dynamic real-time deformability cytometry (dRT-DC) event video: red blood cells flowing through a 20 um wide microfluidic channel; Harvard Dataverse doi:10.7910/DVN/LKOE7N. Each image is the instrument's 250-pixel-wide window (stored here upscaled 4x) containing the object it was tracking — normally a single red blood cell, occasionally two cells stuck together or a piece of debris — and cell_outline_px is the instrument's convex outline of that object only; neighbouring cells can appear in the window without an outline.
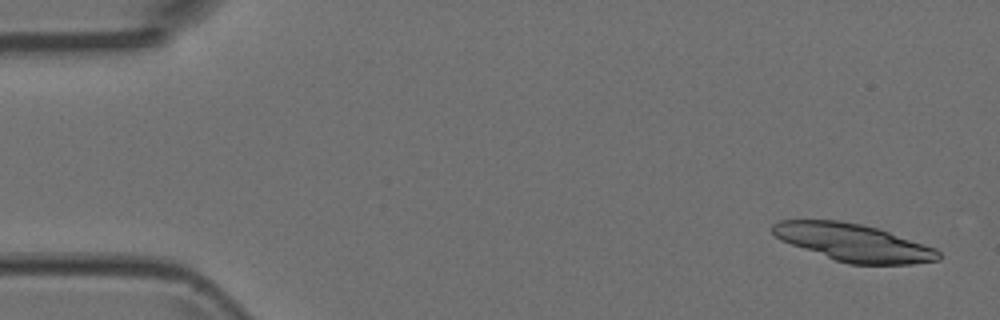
{"species": "Egyptian fruit bat (a non-hibernating species)", "species_latin": "Rousettus aegyptiacus", "temperature_condition": "room temperature", "stored_images_in_passage": 5, "camera_frame_rate_fps": 3000, "um_per_image_px": 0.085, "animal": {"sex": "female"}, "frame": {"image": 1, "passage_image": 1, "time_ms": 0.0, "image_size_px": [1000, 320], "cell_outline_px": [[940, 260], [912, 264], [848, 264], [836, 260], [780, 240], [772, 232], [772, 224], [780, 220], [840, 220], [860, 224], [876, 228], [936, 248], [940, 252]], "centroid_in_image_um": [72.54, 20.61], "position_along_channel_um": 12.5, "area_um2": 35.78}}
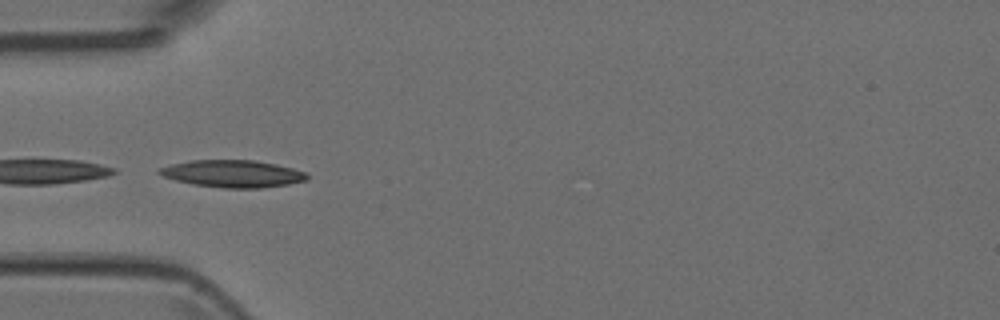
{"frame": {"image": 2, "passage_image": 5, "time_ms": 1.333, "image_size_px": [1000, 320], "cell_outline_px": [[308, 180], [288, 184], [260, 188], [224, 188], [192, 184], [176, 180], [164, 176], [156, 172], [156, 168], [188, 160], [256, 160], [276, 164], [308, 172]], "centroid_in_image_um": [19.78, 14.76], "position_along_channel_um": 65.2, "area_um2": 23.58}}